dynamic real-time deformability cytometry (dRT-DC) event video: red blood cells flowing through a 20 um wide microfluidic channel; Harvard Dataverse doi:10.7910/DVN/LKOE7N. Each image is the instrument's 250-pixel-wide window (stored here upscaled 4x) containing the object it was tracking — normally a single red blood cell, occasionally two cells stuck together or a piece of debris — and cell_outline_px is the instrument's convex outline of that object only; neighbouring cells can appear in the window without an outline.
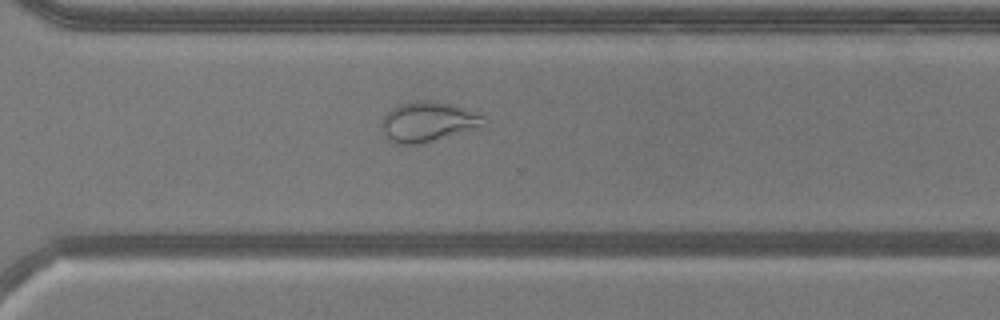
{"species": "common noctule bat (a hibernating species)", "species_latin": "Nyctalus noctula", "temperature_condition": "warm", "stored_images_in_passage": 51, "camera_frame_rate_fps": 3000, "um_per_image_px": 0.085, "animal": {"sex": "male", "body_mass_g": 20.5, "forearm_length_mm": 52.5}, "frame": {"image": 1, "passage_image": 37, "time_ms": 12.0, "image_size_px": [1000, 320], "cell_outline_px": [[488, 120], [484, 128], [420, 144], [400, 144], [392, 140], [384, 132], [380, 124], [384, 116], [392, 108], [400, 104], [416, 100], [432, 100], [448, 104], [476, 112], [488, 116]], "centroid_in_image_um": [36.49, 10.35], "position_along_channel_um": 334.1, "area_um2": 24.1}, "authors_computed_cell_mechanics": {"area_um2": 29.9404, "velocity_mm_per_s": 3.959, "shape_relaxation_time_tau1_ms": null, "shape_relaxation_time_tau2_ms": 1.1299, "deformation_change_tau1": null, "deformation_change_tau2": 0.0801}}